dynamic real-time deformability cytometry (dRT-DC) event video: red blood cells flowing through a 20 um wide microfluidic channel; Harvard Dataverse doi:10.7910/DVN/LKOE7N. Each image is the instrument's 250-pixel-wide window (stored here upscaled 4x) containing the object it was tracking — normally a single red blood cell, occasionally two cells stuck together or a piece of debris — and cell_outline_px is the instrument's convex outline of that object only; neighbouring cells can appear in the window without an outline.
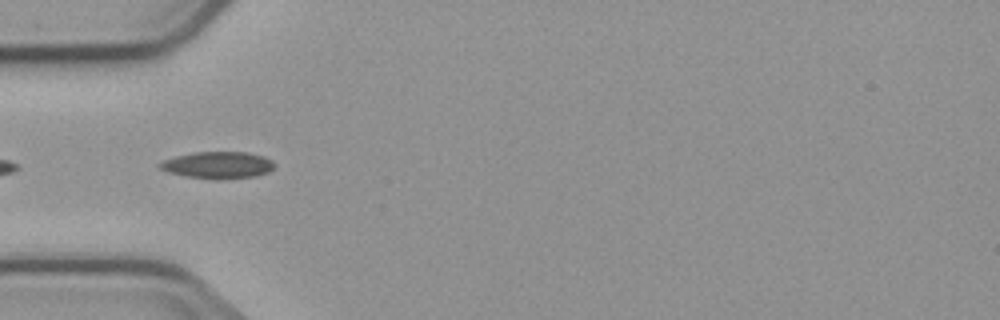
{"species": "common noctule bat (a hibernating species)", "species_latin": "Nyctalus noctula", "temperature_condition": "cold", "stored_images_in_passage": 4, "camera_frame_rate_fps": 3000, "um_per_image_px": 0.085, "animal": {"sex": "male", "body_mass_g": 23.1, "forearm_length_mm": 52.7}, "frame": {"image": 1, "passage_image": 3, "time_ms": 2.333, "image_size_px": [1000, 320], "cell_outline_px": [[276, 164], [268, 172], [256, 176], [220, 180], [188, 176], [168, 172], [160, 168], [156, 164], [164, 160], [176, 156], [192, 152], [248, 152], [264, 156], [272, 160]], "centroid_in_image_um": [18.54, 14.03], "position_along_channel_um": 66.5, "area_um2": 18.03}}
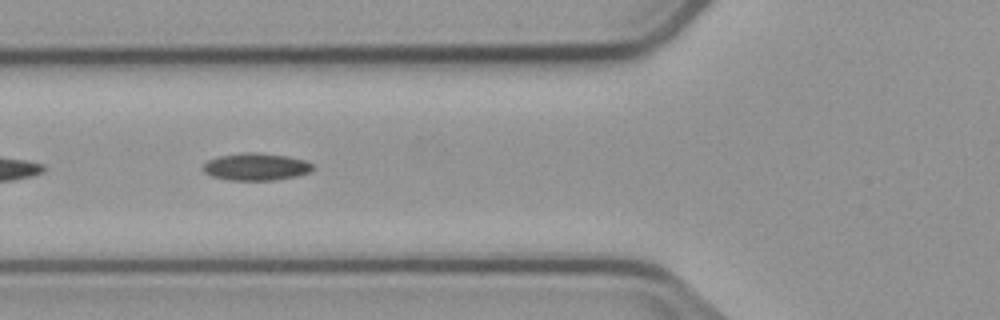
{"frame": {"image": 2, "passage_image": 4, "time_ms": 3.333, "image_size_px": [1000, 320], "cell_outline_px": [[312, 168], [308, 172], [296, 176], [272, 180], [228, 180], [212, 176], [204, 172], [204, 164], [208, 160], [220, 156], [244, 152], [256, 152], [288, 156], [304, 160], [312, 164]], "centroid_in_image_um": [21.74, 14.17], "position_along_channel_um": 104.1, "area_um2": 17.22}}